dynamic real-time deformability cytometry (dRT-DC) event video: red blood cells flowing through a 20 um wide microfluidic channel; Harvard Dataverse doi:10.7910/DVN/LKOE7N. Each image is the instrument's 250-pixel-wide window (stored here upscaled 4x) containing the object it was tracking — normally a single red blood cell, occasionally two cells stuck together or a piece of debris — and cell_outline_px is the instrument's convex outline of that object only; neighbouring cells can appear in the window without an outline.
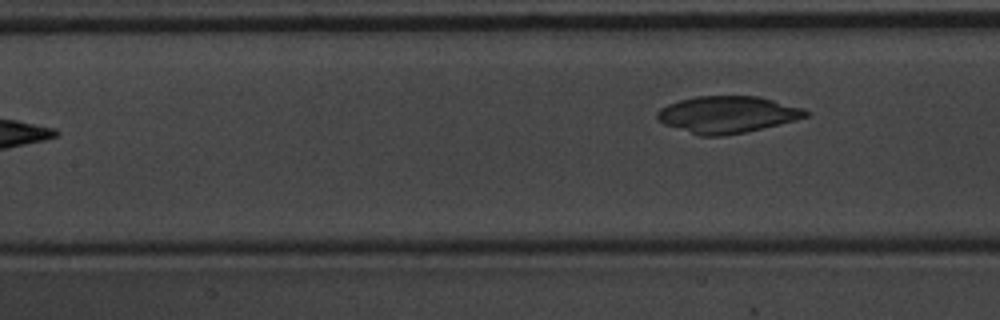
{"species": "common noctule bat (a hibernating species)", "species_latin": "Nyctalus noctula", "temperature_condition": "warm", "stored_images_in_passage": 6, "camera_frame_rate_fps": 3000, "um_per_image_px": 0.085, "animal": {"sex": "male", "body_mass_g": 20.1, "forearm_length_mm": 53.5}, "frame": {"image": 1, "passage_image": 6, "time_ms": 1.667, "image_size_px": [1000, 320], "cell_outline_px": [[812, 112], [808, 116], [796, 120], [744, 132], [724, 136], [700, 136], [664, 124], [656, 120], [656, 112], [660, 108], [668, 104], [680, 100], [696, 96], [760, 96], [804, 108]], "centroid_in_image_um": [61.83, 9.73], "position_along_channel_um": 145.6, "area_um2": 32.02}}